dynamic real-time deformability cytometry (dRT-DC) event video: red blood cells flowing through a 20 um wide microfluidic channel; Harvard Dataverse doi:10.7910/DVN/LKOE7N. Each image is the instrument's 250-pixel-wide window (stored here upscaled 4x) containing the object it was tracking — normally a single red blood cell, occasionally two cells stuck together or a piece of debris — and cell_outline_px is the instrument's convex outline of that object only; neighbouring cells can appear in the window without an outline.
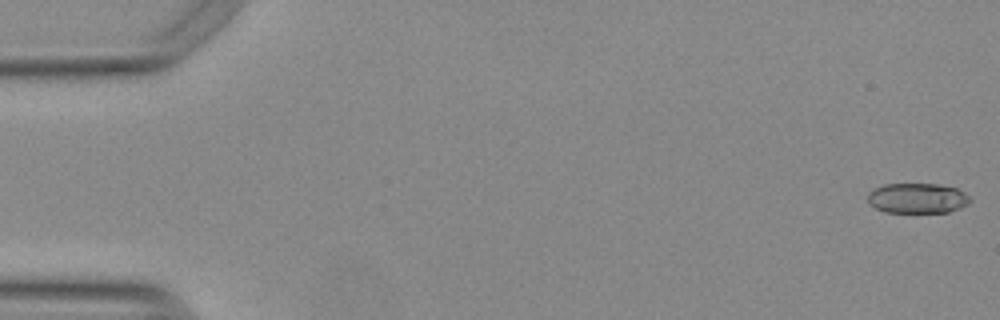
{"species": "Egyptian fruit bat (a non-hibernating species)", "species_latin": "Rousettus aegyptiacus", "temperature_condition": "warm", "stored_images_in_passage": 54, "camera_frame_rate_fps": 3000, "um_per_image_px": 0.085, "animal": {"sex": "female"}, "frame": {"image": 1, "passage_image": 1, "time_ms": 0.0, "image_size_px": [1000, 320], "cell_outline_px": [[972, 200], [968, 204], [960, 208], [948, 212], [884, 212], [868, 204], [868, 192], [872, 188], [884, 184], [940, 184], [956, 188], [964, 192]], "centroid_in_image_um": [77.95, 16.84], "position_along_channel_um": 7.0, "area_um2": 18.15}}
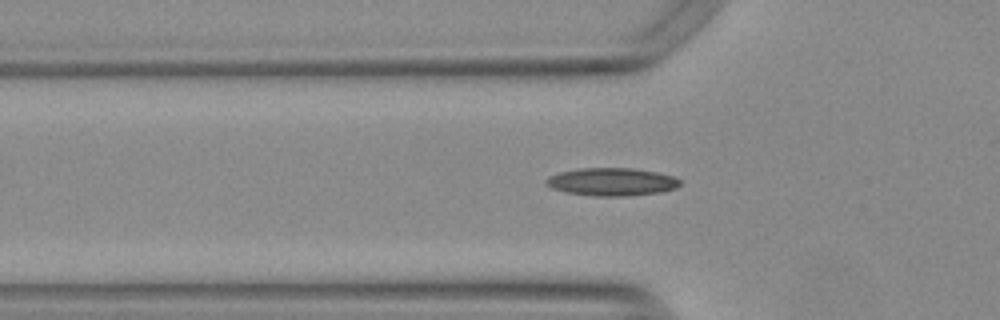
{"frame": {"image": 2, "passage_image": 18, "time_ms": 5.667, "image_size_px": [1000, 320], "cell_outline_px": [[680, 184], [676, 188], [660, 192], [628, 196], [592, 196], [564, 192], [552, 188], [544, 184], [544, 180], [548, 176], [560, 172], [580, 168], [632, 168], [656, 172], [672, 176], [680, 180]], "centroid_in_image_um": [51.95, 15.46], "position_along_channel_um": 73.9, "area_um2": 21.85}}
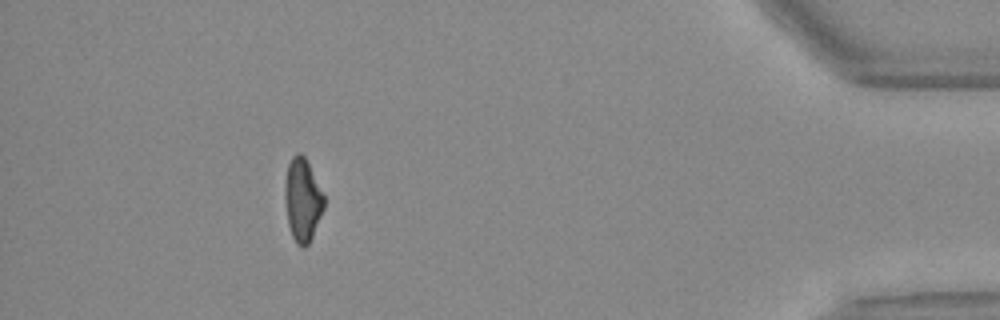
{"frame": {"image": 3, "passage_image": 49, "time_ms": 16.0, "image_size_px": [1000, 320], "cell_outline_px": [[324, 208], [312, 236], [308, 244], [304, 248], [300, 248], [296, 244], [292, 236], [288, 224], [284, 200], [284, 180], [288, 164], [292, 156], [296, 152], [300, 152], [304, 156], [324, 196]], "centroid_in_image_um": [25.68, 17.0], "position_along_channel_um": 409.5, "area_um2": 18.96}, "authors_computed_cell_mechanics": {"area_um2": 19.363, "velocity_mm_per_s": 3.7938, "shape_relaxation_time_tau1_ms": null, "shape_relaxation_time_tau2_ms": 4.5074, "deformation_change_tau1": null, "deformation_change_tau2": 0.1382}}